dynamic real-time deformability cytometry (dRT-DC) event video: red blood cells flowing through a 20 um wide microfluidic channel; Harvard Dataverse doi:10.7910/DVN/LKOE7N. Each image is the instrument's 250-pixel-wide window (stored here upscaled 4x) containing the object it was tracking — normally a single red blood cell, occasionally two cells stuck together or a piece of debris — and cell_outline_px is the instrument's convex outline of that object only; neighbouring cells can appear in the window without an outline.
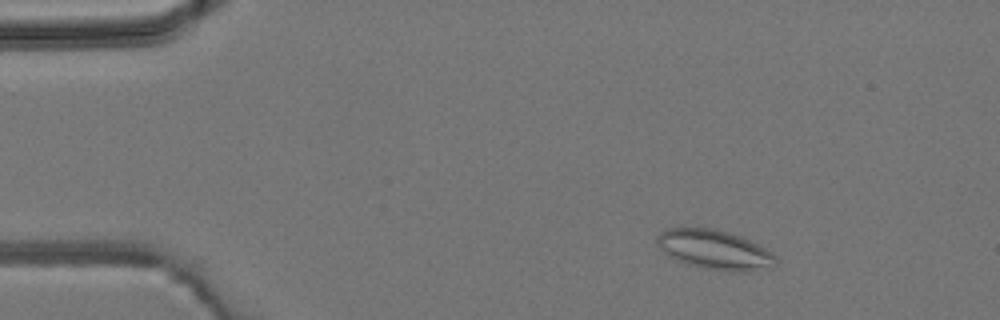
{"species": "common noctule bat (a hibernating species)", "species_latin": "Nyctalus noctula", "temperature_condition": "room temperature", "stored_images_in_passage": 3, "camera_frame_rate_fps": 3000, "um_per_image_px": 0.085, "animal": {"sex": "male", "body_mass_g": 19.2, "forearm_length_mm": 51.8}, "frame": {"image": 1, "passage_image": 1, "time_ms": 0.0, "image_size_px": [1000, 320], "cell_outline_px": [[776, 260], [772, 268], [744, 272], [704, 268], [688, 264], [676, 260], [668, 256], [656, 244], [656, 236], [660, 232], [668, 228], [712, 228], [728, 232], [740, 236], [772, 252], [776, 256]], "centroid_in_image_um": [60.72, 21.22], "position_along_channel_um": 24.3, "area_um2": 27.17}}